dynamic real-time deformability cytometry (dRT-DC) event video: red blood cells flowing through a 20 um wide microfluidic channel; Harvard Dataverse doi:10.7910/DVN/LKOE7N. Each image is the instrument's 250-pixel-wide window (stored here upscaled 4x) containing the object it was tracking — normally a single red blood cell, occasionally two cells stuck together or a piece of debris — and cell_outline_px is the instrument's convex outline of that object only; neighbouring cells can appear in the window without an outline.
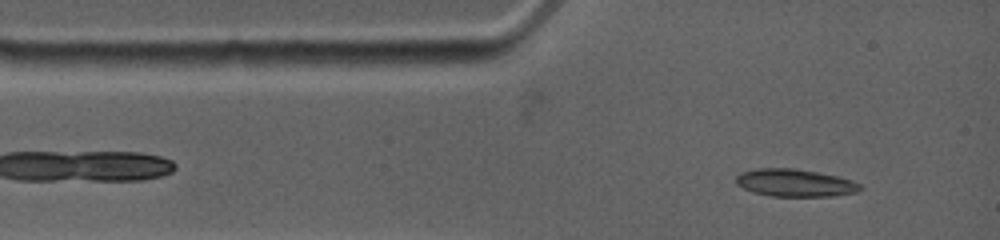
{"species": "common noctule bat (a hibernating species)", "species_latin": "Nyctalus noctula", "temperature_condition": "warm", "stored_images_in_passage": 52, "camera_frame_rate_fps": 4500, "um_per_image_px": 0.085, "animal": {"sex": "female", "body_mass_g": 19.0, "forearm_length_mm": 53.3}, "frame": {"image": 1, "passage_image": 3, "time_ms": 0.667, "image_size_px": [1000, 240], "cell_outline_px": [[864, 188], [856, 192], [832, 196], [768, 196], [752, 192], [736, 184], [736, 176], [740, 172], [760, 168], [792, 168], [840, 176], [852, 180], [860, 184]], "centroid_in_image_um": [67.58, 15.54], "position_along_channel_um": 17.4, "area_um2": 20.0}}
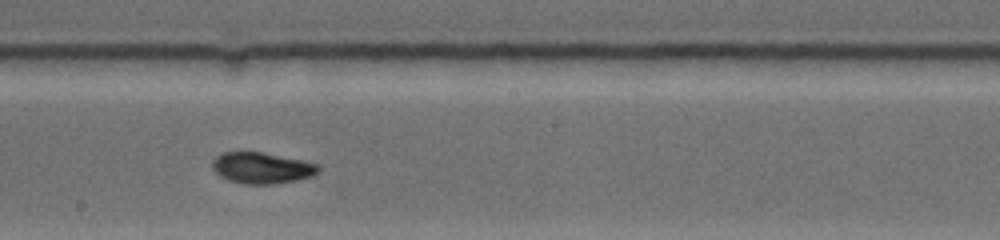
{"frame": {"image": 2, "passage_image": 27, "time_ms": 6.667, "image_size_px": [1000, 240], "cell_outline_px": [[320, 172], [312, 176], [296, 180], [272, 184], [244, 184], [228, 180], [220, 176], [212, 168], [212, 160], [216, 156], [224, 152], [264, 152], [304, 160], [320, 164]], "centroid_in_image_um": [22.29, 14.27], "position_along_channel_um": 225.9, "area_um2": 19.48}}
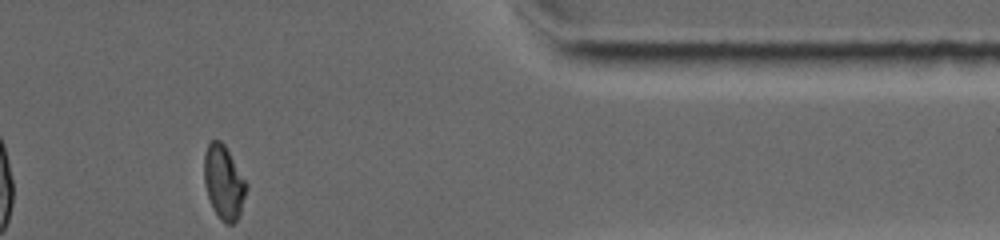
{"frame": {"image": 3, "passage_image": 52, "time_ms": 11.778, "image_size_px": [1000, 240], "cell_outline_px": [[248, 188], [240, 212], [236, 220], [232, 224], [224, 224], [220, 220], [212, 208], [208, 196], [204, 180], [204, 156], [208, 144], [212, 140], [220, 140], [224, 144], [248, 184]], "centroid_in_image_um": [19.02, 15.52], "position_along_channel_um": 392.4, "area_um2": 18.15}, "authors_computed_cell_mechanics": {"area_um2": 19.4497, "velocity_mm_per_s": 3.7821, "shape_relaxation_time_tau1_ms": 6.9338, "shape_relaxation_time_tau2_ms": 3.591, "deformation_change_tau1": 0.2281, "deformation_change_tau2": 0.0624}}